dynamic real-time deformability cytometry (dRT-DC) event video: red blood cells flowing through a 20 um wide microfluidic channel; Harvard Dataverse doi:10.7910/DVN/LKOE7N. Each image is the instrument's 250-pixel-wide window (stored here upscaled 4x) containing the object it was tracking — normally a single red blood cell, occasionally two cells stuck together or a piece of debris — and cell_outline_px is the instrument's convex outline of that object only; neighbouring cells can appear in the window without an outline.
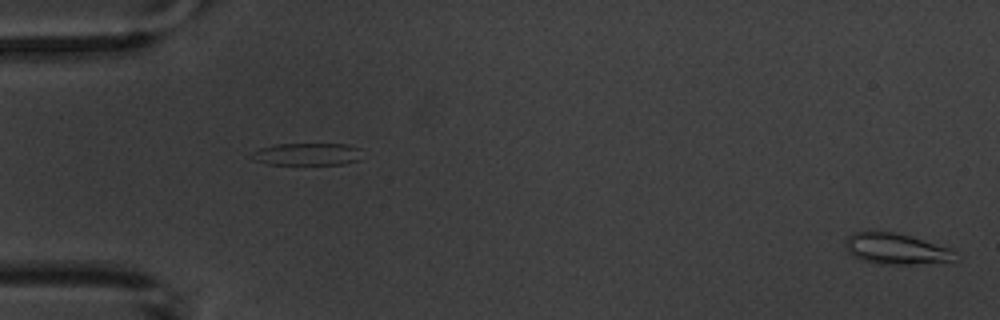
{"species": "common noctule bat (a hibernating species)", "species_latin": "Nyctalus noctula", "temperature_condition": "warm", "stored_images_in_passage": 5, "segment_of_instrument_passage": [2, 2], "camera_frame_rate_fps": 3000, "um_per_image_px": 0.085, "animal": {"sex": "male", "body_mass_g": 20.1, "forearm_length_mm": 53.5}, "frame": {"image": 1, "passage_image": 5, "time_ms": 5.333, "image_size_px": [1000, 320], "cell_outline_px": [[952, 260], [912, 264], [880, 264], [860, 260], [852, 256], [848, 252], [844, 244], [844, 240], [848, 236], [856, 232], [896, 232], [952, 248]], "centroid_in_image_um": [76.06, 21.14], "position_along_channel_um": 8.9, "area_um2": 19.48}}